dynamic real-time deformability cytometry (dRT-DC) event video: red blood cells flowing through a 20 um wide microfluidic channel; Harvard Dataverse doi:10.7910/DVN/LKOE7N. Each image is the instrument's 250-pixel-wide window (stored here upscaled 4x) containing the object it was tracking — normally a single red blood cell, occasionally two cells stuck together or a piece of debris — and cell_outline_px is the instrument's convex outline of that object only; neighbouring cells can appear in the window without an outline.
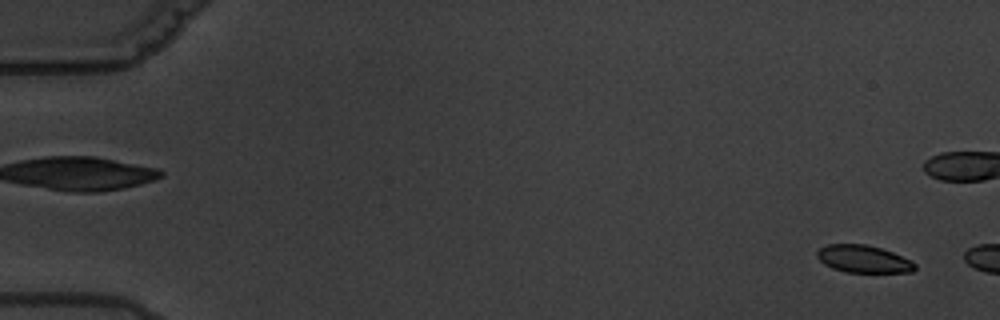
{"species": "common noctule bat (a hibernating species)", "species_latin": "Nyctalus noctula", "temperature_condition": "warm", "stored_images_in_passage": 3, "segment_of_instrument_passage": [2, 2], "camera_frame_rate_fps": 3000, "um_per_image_px": 0.085, "animal": {"sex": "male", "body_mass_g": 19.5, "forearm_length_mm": 54.6}, "frame": {"image": 1, "passage_image": 3, "time_ms": 3.333, "image_size_px": [1000, 320], "cell_outline_px": [[916, 268], [912, 272], [844, 272], [832, 268], [824, 264], [816, 256], [816, 252], [820, 248], [828, 244], [864, 244], [880, 248], [892, 252], [912, 260], [916, 264]], "centroid_in_image_um": [73.39, 22.02], "position_along_channel_um": 11.6, "area_um2": 15.66}}